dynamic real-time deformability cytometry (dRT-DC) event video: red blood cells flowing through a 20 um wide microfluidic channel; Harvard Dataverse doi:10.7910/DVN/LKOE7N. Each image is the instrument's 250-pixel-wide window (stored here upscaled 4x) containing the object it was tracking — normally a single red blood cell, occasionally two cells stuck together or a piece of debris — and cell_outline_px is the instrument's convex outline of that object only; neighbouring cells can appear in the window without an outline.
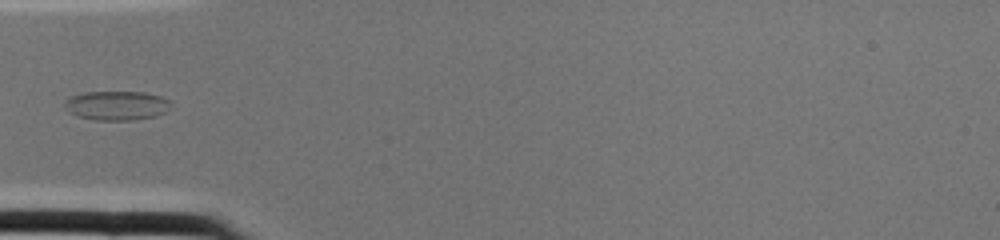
{"species": "common noctule bat (a hibernating species)", "species_latin": "Nyctalus noctula", "temperature_condition": "cold", "stored_images_in_passage": 2, "camera_frame_rate_fps": 3000, "um_per_image_px": 0.085, "animal": {"sex": "female", "body_mass_g": 22.0, "forearm_length_mm": 56.7}, "frame": {"image": 1, "passage_image": 2, "time_ms": 0.333, "image_size_px": [1000, 240], "cell_outline_px": [[172, 100], [164, 112], [156, 116], [132, 120], [96, 120], [76, 116], [68, 112], [64, 108], [64, 100], [72, 96], [84, 92], [144, 92], [160, 96]], "centroid_in_image_um": [9.87, 8.97], "position_along_channel_um": 75.1, "area_um2": 18.15}}